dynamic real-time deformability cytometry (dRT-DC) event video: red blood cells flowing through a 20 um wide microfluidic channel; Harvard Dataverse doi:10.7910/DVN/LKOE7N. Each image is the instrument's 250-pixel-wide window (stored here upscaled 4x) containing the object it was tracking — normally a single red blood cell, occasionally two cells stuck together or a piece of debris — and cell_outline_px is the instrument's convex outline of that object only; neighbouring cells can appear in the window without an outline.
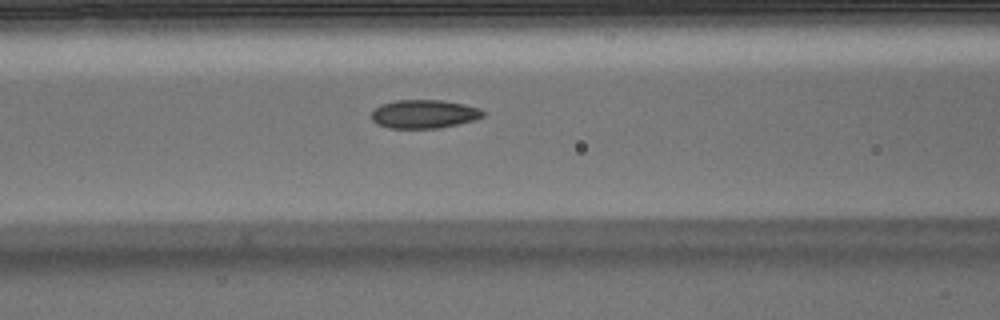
{"species": "Egyptian fruit bat (a non-hibernating species)", "species_latin": "Rousettus aegyptiacus", "temperature_condition": "warm", "stored_images_in_passage": 33, "camera_frame_rate_fps": 3000, "um_per_image_px": 0.085, "animal": {"sex": "male"}, "frame": {"image": 1, "passage_image": 7, "time_ms": 2.0, "image_size_px": [1000, 320], "cell_outline_px": [[484, 116], [472, 120], [440, 128], [388, 128], [376, 124], [372, 120], [372, 112], [380, 104], [396, 100], [440, 100], [464, 104], [480, 108], [484, 112]], "centroid_in_image_um": [36.02, 9.69], "position_along_channel_um": 130.6, "area_um2": 18.5}}
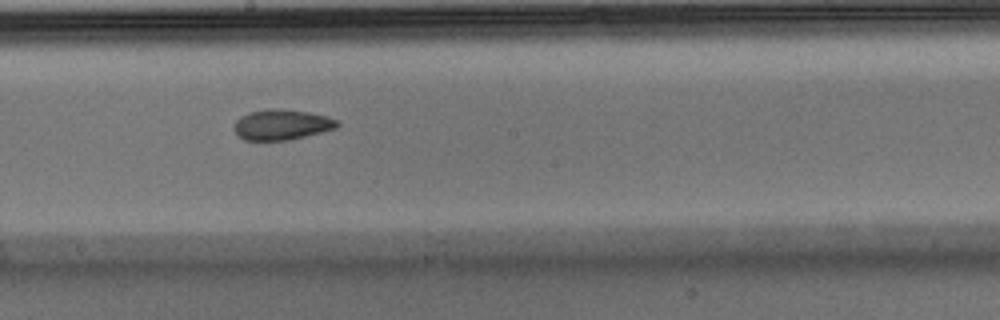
{"frame": {"image": 2, "passage_image": 14, "time_ms": 4.333, "image_size_px": [1000, 320], "cell_outline_px": [[340, 124], [336, 128], [288, 140], [244, 140], [236, 136], [232, 128], [236, 120], [240, 116], [248, 112], [272, 108], [280, 108], [308, 112], [328, 116], [336, 120]], "centroid_in_image_um": [23.88, 10.59], "position_along_channel_um": 224.3, "area_um2": 18.44}}
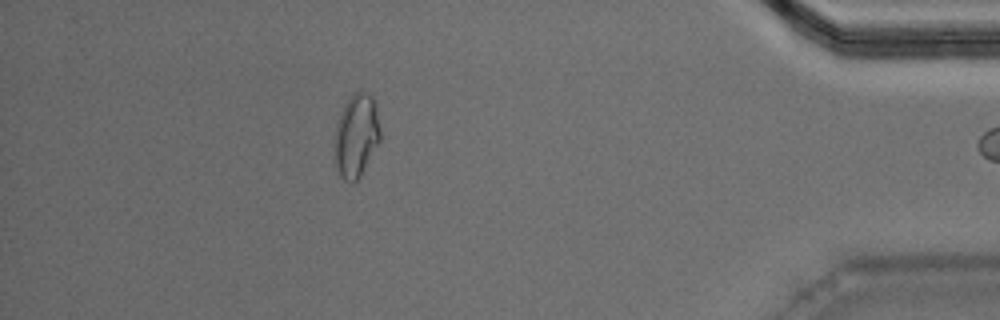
{"frame": {"image": 3, "passage_image": 31, "time_ms": 10.0, "image_size_px": [1000, 320], "cell_outline_px": [[380, 140], [360, 176], [352, 184], [344, 180], [340, 176], [332, 160], [336, 124], [344, 104], [356, 92], [368, 92], [372, 96], [376, 104], [380, 128]], "centroid_in_image_um": [30.25, 11.56], "position_along_channel_um": 404.9, "area_um2": 22.48}, "authors_computed_cell_mechanics": {"area_um2": 18.5538, "velocity_mm_per_s": 4.0199, "shape_relaxation_time_tau1_ms": null, "shape_relaxation_time_tau2_ms": 2.5264, "deformation_change_tau1": null, "deformation_change_tau2": 0.07}}